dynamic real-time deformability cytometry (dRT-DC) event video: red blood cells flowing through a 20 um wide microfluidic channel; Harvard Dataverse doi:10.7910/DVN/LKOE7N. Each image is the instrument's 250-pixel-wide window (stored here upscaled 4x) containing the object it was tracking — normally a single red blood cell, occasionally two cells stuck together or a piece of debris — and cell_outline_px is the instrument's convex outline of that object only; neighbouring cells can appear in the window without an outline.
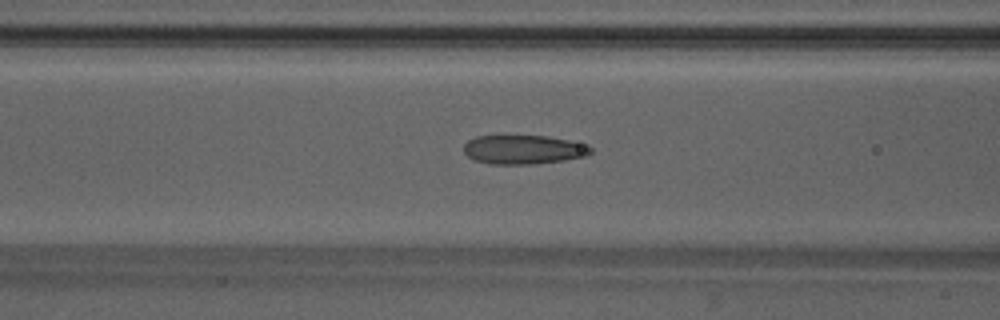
{"species": "Egyptian fruit bat (a non-hibernating species)", "species_latin": "Rousettus aegyptiacus", "temperature_condition": "warm", "stored_images_in_passage": 37, "camera_frame_rate_fps": 3000, "um_per_image_px": 0.085, "animal": {"sex": "male"}, "frame": {"image": 1, "passage_image": 14, "time_ms": 4.333, "image_size_px": [1000, 320], "cell_outline_px": [[592, 152], [588, 156], [564, 160], [536, 164], [492, 164], [476, 160], [468, 156], [464, 152], [464, 144], [468, 140], [476, 136], [500, 132], [548, 136], [568, 140], [592, 148]], "centroid_in_image_um": [44.43, 12.66], "position_along_channel_um": 122.2, "area_um2": 22.37}}
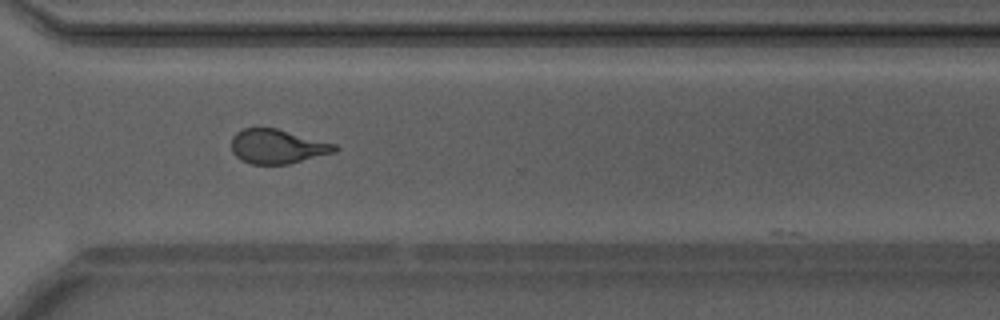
{"frame": {"image": 2, "passage_image": 30, "time_ms": 9.667, "image_size_px": [1000, 320], "cell_outline_px": [[336, 152], [288, 164], [252, 164], [240, 160], [232, 152], [232, 136], [236, 132], [244, 128], [276, 128], [336, 144]], "centroid_in_image_um": [23.55, 12.45], "position_along_channel_um": 347.0, "area_um2": 20.58}}
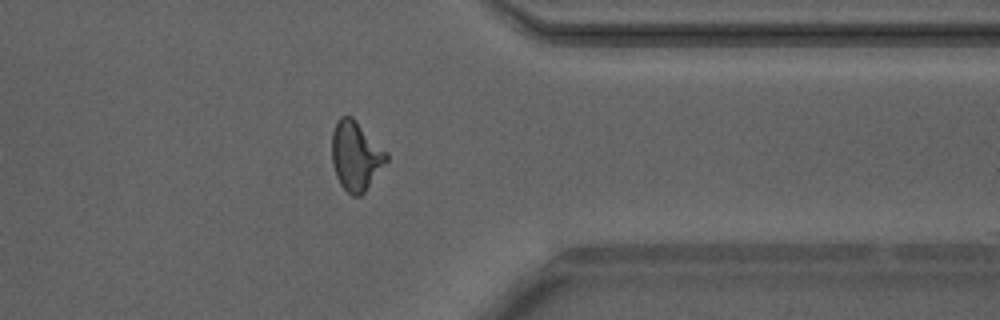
{"frame": {"image": 3, "passage_image": 33, "time_ms": 10.667, "image_size_px": [1000, 320], "cell_outline_px": [[388, 160], [364, 192], [360, 196], [352, 196], [340, 184], [336, 176], [332, 164], [332, 132], [336, 120], [340, 116], [352, 116], [388, 152]], "centroid_in_image_um": [30.24, 13.22], "position_along_channel_um": 381.2, "area_um2": 22.08}}